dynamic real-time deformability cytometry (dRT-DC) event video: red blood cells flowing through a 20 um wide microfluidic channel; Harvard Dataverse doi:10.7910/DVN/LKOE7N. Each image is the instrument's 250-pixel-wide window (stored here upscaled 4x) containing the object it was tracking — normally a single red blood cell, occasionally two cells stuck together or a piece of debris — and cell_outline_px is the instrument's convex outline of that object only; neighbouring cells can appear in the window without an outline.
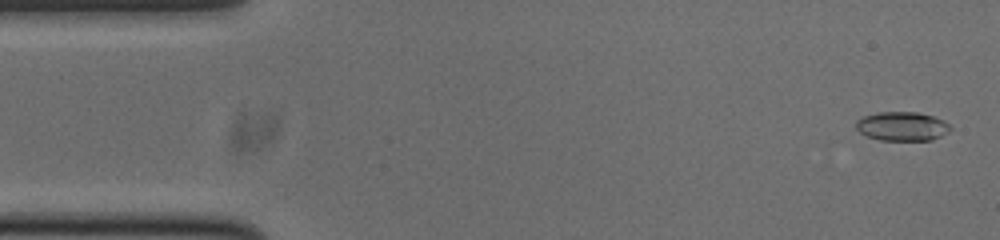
{"species": "common noctule bat (a hibernating species)", "species_latin": "Nyctalus noctula", "temperature_condition": "cold", "stored_images_in_passage": 49, "camera_frame_rate_fps": 3000, "um_per_image_px": 0.085, "animal": {"sex": "male", "body_mass_g": 20.0, "forearm_length_mm": 53.3}, "frame": {"image": 1, "passage_image": 2, "time_ms": 0.333, "image_size_px": [1000, 240], "cell_outline_px": [[952, 128], [948, 132], [932, 140], [880, 140], [868, 136], [860, 132], [856, 128], [856, 120], [864, 116], [880, 112], [916, 112], [932, 116], [944, 120]], "centroid_in_image_um": [76.68, 10.73], "position_along_channel_um": 8.3, "area_um2": 15.84}}
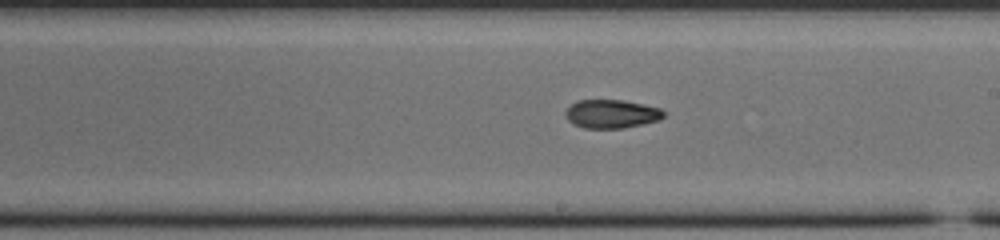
{"frame": {"image": 2, "passage_image": 29, "time_ms": 9.333, "image_size_px": [1000, 240], "cell_outline_px": [[664, 116], [660, 120], [624, 128], [584, 128], [572, 124], [568, 120], [564, 112], [576, 100], [624, 100], [644, 104], [660, 108], [664, 112]], "centroid_in_image_um": [51.97, 9.68], "position_along_channel_um": 237.0, "area_um2": 16.42}}
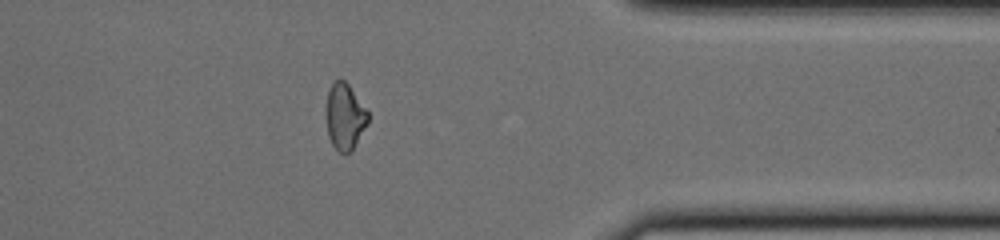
{"frame": {"image": 3, "passage_image": 42, "time_ms": 13.667, "image_size_px": [1000, 240], "cell_outline_px": [[368, 124], [352, 152], [344, 156], [332, 144], [328, 136], [328, 88], [340, 76], [348, 84], [368, 112]], "centroid_in_image_um": [29.34, 9.95], "position_along_channel_um": 382.1, "area_um2": 16.01}, "authors_computed_cell_mechanics": {"area_um2": 16.5308, "velocity_mm_per_s": 3.7913, "shape_relaxation_time_tau1_ms": null, "shape_relaxation_time_tau2_ms": 2.3231, "deformation_change_tau1": null, "deformation_change_tau2": 0.0771}}